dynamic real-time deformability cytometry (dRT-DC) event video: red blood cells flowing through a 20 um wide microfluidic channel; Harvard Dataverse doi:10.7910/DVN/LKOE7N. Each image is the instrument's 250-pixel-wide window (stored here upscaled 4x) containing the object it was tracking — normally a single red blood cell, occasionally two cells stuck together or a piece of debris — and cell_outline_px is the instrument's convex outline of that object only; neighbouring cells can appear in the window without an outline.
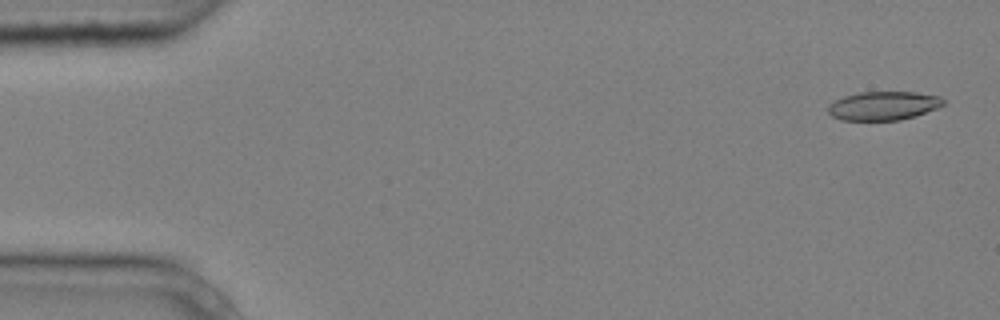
{"species": "common noctule bat (a hibernating species)", "species_latin": "Nyctalus noctula", "temperature_condition": "cold", "stored_images_in_passage": 5, "camera_frame_rate_fps": 3000, "um_per_image_px": 0.085, "animal": {"sex": "male", "body_mass_g": 20.4}, "frame": {"image": 1, "passage_image": 1, "time_ms": 0.0, "image_size_px": [1000, 320], "cell_outline_px": [[944, 104], [936, 108], [916, 116], [900, 120], [840, 120], [832, 116], [828, 112], [828, 104], [844, 96], [860, 92], [916, 92], [940, 96], [944, 100]], "centroid_in_image_um": [75.08, 8.99], "position_along_channel_um": 9.9, "area_um2": 19.31}}
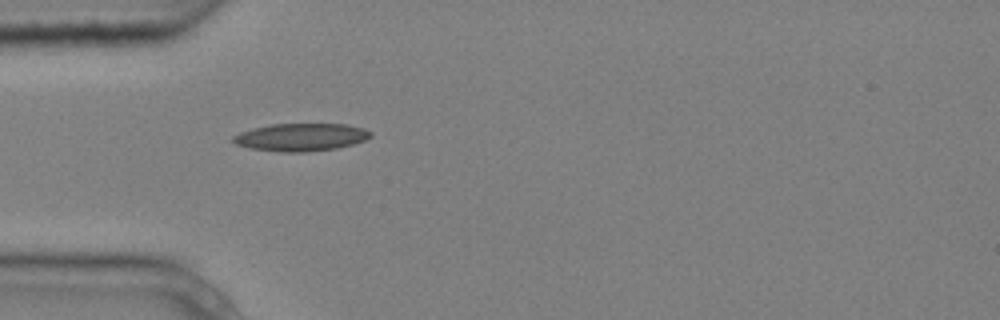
{"frame": {"image": 2, "passage_image": 5, "time_ms": 1.333, "image_size_px": [1000, 320], "cell_outline_px": [[372, 136], [364, 140], [352, 144], [336, 148], [308, 152], [280, 152], [248, 148], [236, 144], [232, 140], [232, 136], [240, 132], [252, 128], [272, 124], [344, 124], [364, 128], [372, 132]], "centroid_in_image_um": [25.56, 11.66], "position_along_channel_um": 59.4, "area_um2": 22.25}}